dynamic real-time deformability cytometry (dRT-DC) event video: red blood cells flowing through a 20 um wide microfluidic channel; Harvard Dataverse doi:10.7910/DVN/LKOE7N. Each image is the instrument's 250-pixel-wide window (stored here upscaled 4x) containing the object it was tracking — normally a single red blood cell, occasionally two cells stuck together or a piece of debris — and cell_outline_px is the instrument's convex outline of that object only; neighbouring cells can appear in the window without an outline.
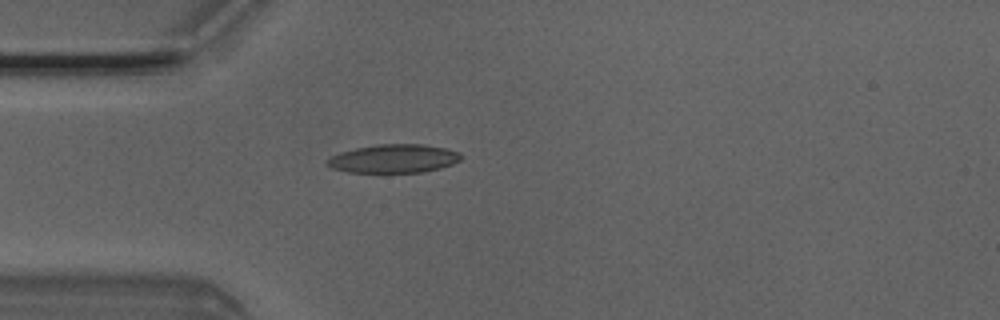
{"species": "Egyptian fruit bat (a non-hibernating species)", "species_latin": "Rousettus aegyptiacus", "temperature_condition": "room temperature", "stored_images_in_passage": 1, "camera_frame_rate_fps": 3000, "um_per_image_px": 0.085, "animal": {"sex": "male"}, "frame": {"image": 1, "passage_image": 1, "time_ms": 0.0, "image_size_px": [1000, 320], "cell_outline_px": [[460, 160], [452, 164], [440, 168], [424, 172], [348, 172], [332, 168], [324, 160], [340, 152], [356, 148], [376, 144], [424, 144], [444, 148], [460, 152]], "centroid_in_image_um": [33.46, 13.48], "position_along_channel_um": 51.5, "area_um2": 22.14}}